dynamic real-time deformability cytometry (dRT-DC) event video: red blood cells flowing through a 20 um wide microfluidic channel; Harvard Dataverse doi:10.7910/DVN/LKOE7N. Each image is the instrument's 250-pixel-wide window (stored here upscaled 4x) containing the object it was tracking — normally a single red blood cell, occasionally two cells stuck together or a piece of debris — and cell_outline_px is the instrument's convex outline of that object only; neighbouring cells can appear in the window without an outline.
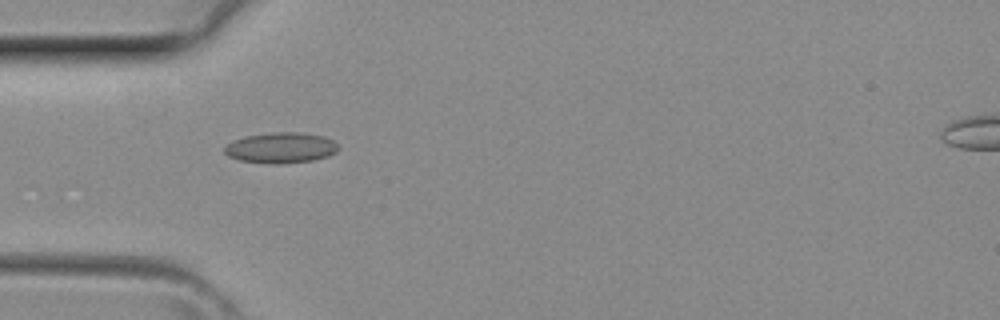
{"species": "common noctule bat (a hibernating species)", "species_latin": "Nyctalus noctula", "temperature_condition": "room temperature", "stored_images_in_passage": 1, "camera_frame_rate_fps": 3000, "um_per_image_px": 0.085, "animal": {"sex": "female", "body_mass_g": 29.2, "forearm_length_mm": 56.3}, "frame": {"image": 1, "passage_image": 1, "time_ms": 0.0, "image_size_px": [1000, 320], "cell_outline_px": [[340, 148], [336, 152], [328, 156], [312, 160], [284, 164], [272, 164], [240, 160], [228, 156], [224, 152], [224, 148], [232, 140], [244, 136], [276, 132], [296, 132], [324, 136], [332, 140]], "centroid_in_image_um": [23.87, 12.56], "position_along_channel_um": 61.1, "area_um2": 20.35}}